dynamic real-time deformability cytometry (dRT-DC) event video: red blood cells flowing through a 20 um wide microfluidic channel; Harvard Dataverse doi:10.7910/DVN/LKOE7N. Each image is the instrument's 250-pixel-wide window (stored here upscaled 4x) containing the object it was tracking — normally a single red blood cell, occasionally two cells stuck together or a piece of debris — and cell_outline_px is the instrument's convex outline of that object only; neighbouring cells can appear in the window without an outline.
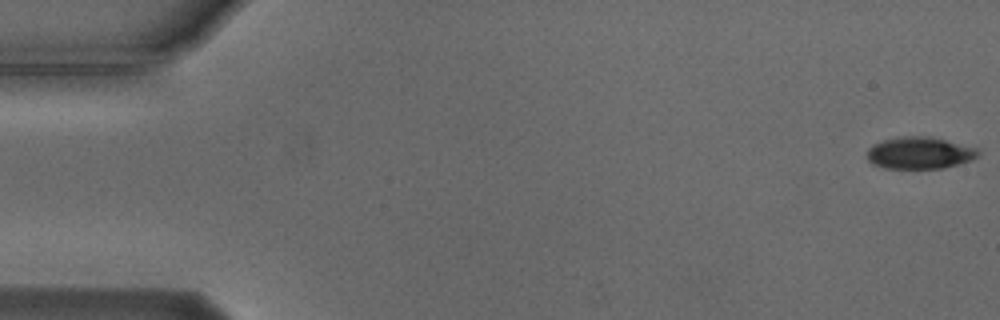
{"species": "Egyptian fruit bat (a non-hibernating species)", "species_latin": "Rousettus aegyptiacus", "temperature_condition": "cold", "stored_images_in_passage": 55, "camera_frame_rate_fps": 3000, "um_per_image_px": 0.085, "animal": {"sex": "male"}, "frame": {"image": 1, "passage_image": 1, "time_ms": 0.0, "image_size_px": [1000, 320], "cell_outline_px": [[980, 152], [972, 160], [944, 168], [884, 168], [872, 164], [868, 160], [868, 148], [872, 144], [896, 136], [928, 136], [976, 148]], "centroid_in_image_um": [78.12, 13.0], "position_along_channel_um": 6.9, "area_um2": 20.58}}
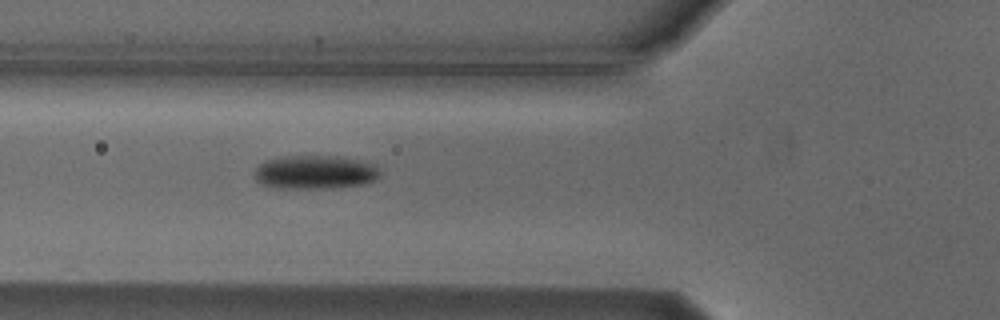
{"frame": {"image": 2, "passage_image": 20, "time_ms": 6.333, "image_size_px": [1000, 320], "cell_outline_px": [[380, 176], [376, 180], [368, 184], [332, 188], [276, 188], [260, 184], [256, 180], [256, 168], [264, 160], [284, 156], [340, 156], [376, 164], [380, 168]], "centroid_in_image_um": [26.83, 14.64], "position_along_channel_um": 99.0, "area_um2": 25.03}}
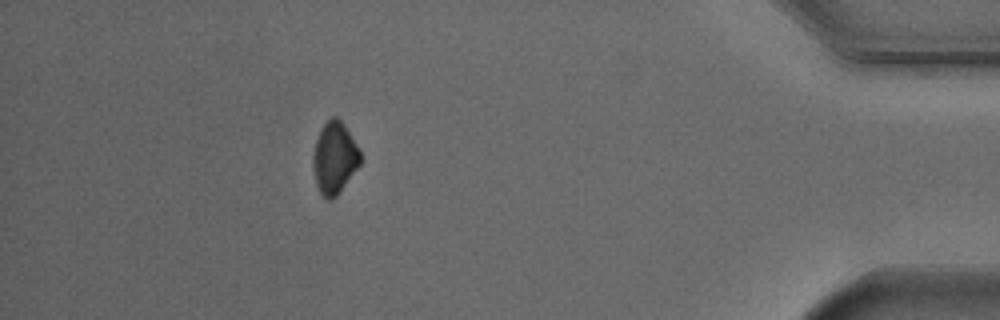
{"frame": {"image": 3, "passage_image": 49, "time_ms": 16.0, "image_size_px": [1000, 320], "cell_outline_px": [[360, 164], [340, 192], [332, 200], [328, 200], [320, 192], [316, 184], [312, 168], [312, 156], [316, 140], [324, 124], [332, 116], [336, 116], [344, 124], [360, 148]], "centroid_in_image_um": [28.43, 13.43], "position_along_channel_um": 406.8, "area_um2": 19.83}, "authors_computed_cell_mechanics": {"area_um2": 22.9466, "velocity_mm_per_s": 3.7475, "shape_relaxation_time_tau1_ms": 2.1946, "shape_relaxation_time_tau2_ms": null, "deformation_change_tau1": 0.0712, "deformation_change_tau2": null}}